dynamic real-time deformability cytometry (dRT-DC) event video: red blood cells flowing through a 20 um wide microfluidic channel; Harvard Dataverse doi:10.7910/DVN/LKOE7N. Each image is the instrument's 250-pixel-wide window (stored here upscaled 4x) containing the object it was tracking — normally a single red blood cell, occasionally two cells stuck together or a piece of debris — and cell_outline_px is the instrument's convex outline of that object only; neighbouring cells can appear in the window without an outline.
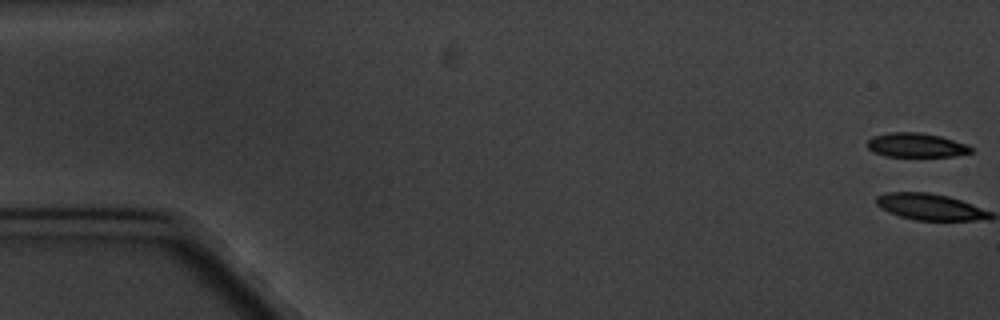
{"species": "common noctule bat (a hibernating species)", "species_latin": "Nyctalus noctula", "temperature_condition": "cold", "stored_images_in_passage": 6, "camera_frame_rate_fps": 3000, "um_per_image_px": 0.085, "animal": {"sex": "male", "body_mass_g": 20.1, "forearm_length_mm": 53.5}, "frame": {"image": 1, "passage_image": 1, "time_ms": 0.0, "image_size_px": [1000, 320], "cell_outline_px": [[972, 152], [956, 156], [888, 156], [872, 152], [868, 148], [868, 140], [872, 136], [888, 132], [920, 132], [940, 136], [968, 144], [972, 148]], "centroid_in_image_um": [77.87, 12.33], "position_along_channel_um": 7.1, "area_um2": 14.68}}